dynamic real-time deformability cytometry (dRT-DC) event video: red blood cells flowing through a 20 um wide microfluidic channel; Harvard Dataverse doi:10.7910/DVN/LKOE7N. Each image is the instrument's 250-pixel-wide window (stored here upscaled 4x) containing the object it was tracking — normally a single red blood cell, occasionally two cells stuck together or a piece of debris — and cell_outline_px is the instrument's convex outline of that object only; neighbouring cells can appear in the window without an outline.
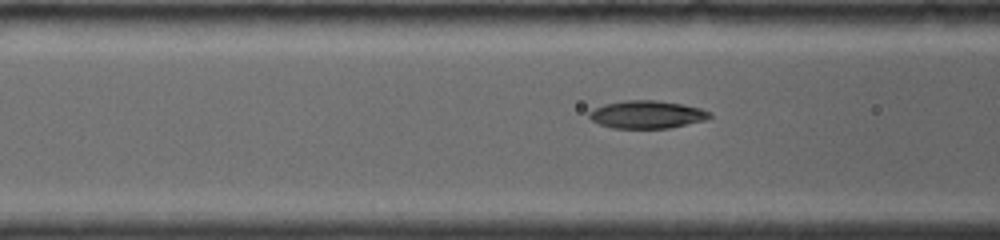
{"species": "common noctule bat (a hibernating species)", "species_latin": "Nyctalus noctula", "temperature_condition": "room temperature", "stored_images_in_passage": 9, "camera_frame_rate_fps": 4000, "um_per_image_px": 0.085, "animal": {"sex": "female", "body_mass_g": 19.0, "forearm_length_mm": 56.7}, "frame": {"image": 1, "passage_image": 7, "time_ms": 2.25, "image_size_px": [1000, 240], "cell_outline_px": [[712, 116], [704, 120], [668, 128], [612, 128], [600, 124], [592, 120], [588, 116], [588, 112], [604, 104], [624, 100], [656, 100], [684, 104], [700, 108], [712, 112]], "centroid_in_image_um": [54.99, 9.72], "position_along_channel_um": 111.6, "area_um2": 19.48}}